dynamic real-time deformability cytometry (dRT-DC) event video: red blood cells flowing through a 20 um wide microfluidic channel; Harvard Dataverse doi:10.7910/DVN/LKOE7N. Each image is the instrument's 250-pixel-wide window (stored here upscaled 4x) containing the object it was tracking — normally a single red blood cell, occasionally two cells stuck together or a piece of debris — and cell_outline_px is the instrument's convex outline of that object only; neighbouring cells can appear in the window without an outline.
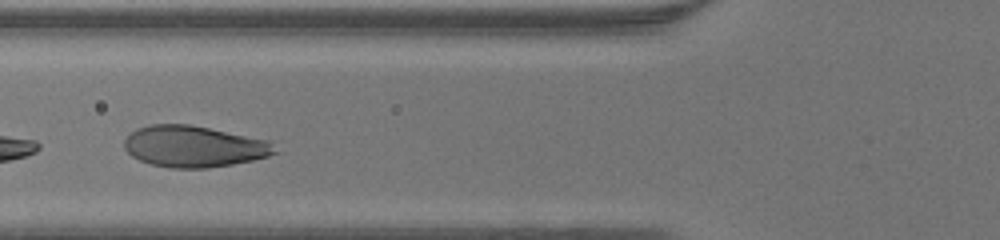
{"species": "human", "species_latin": "Homo sapiens", "temperature_condition": "warm", "stored_images_in_passage": 30, "camera_frame_rate_fps": 3000, "um_per_image_px": 0.085, "donor": {"sex": "male"}, "frame": {"image": 1, "passage_image": 10, "time_ms": 3.0, "image_size_px": [1000, 240], "cell_outline_px": [[280, 152], [268, 156], [252, 160], [232, 164], [208, 168], [168, 168], [152, 164], [140, 160], [132, 156], [124, 148], [124, 140], [136, 128], [148, 124], [188, 124], [272, 140]], "centroid_in_image_um": [16.53, 12.44], "position_along_channel_um": 109.3, "area_um2": 36.59}}
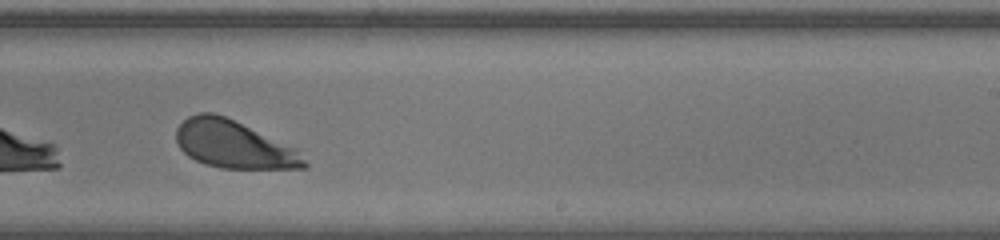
{"frame": {"image": 2, "passage_image": 21, "time_ms": 6.667, "image_size_px": [1000, 240], "cell_outline_px": [[308, 168], [220, 168], [204, 164], [188, 156], [180, 148], [176, 140], [176, 128], [188, 116], [200, 112], [212, 112], [224, 116], [296, 148], [308, 164]], "centroid_in_image_um": [19.84, 12.28], "position_along_channel_um": 269.2, "area_um2": 35.2}}
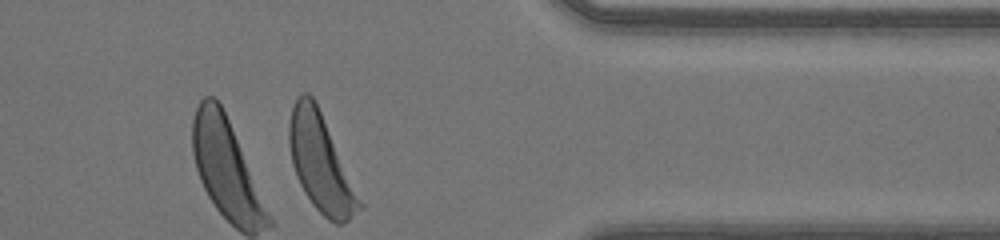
{"frame": {"image": 3, "passage_image": 30, "time_ms": 9.667, "image_size_px": [1000, 240], "cell_outline_px": [[364, 208], [344, 224], [336, 224], [328, 220], [312, 204], [304, 192], [296, 176], [292, 164], [288, 144], [288, 124], [292, 108], [296, 96], [300, 92], [308, 92], [316, 100], [364, 204]], "centroid_in_image_um": [27.27, 13.85], "position_along_channel_um": 384.1, "area_um2": 40.34}}